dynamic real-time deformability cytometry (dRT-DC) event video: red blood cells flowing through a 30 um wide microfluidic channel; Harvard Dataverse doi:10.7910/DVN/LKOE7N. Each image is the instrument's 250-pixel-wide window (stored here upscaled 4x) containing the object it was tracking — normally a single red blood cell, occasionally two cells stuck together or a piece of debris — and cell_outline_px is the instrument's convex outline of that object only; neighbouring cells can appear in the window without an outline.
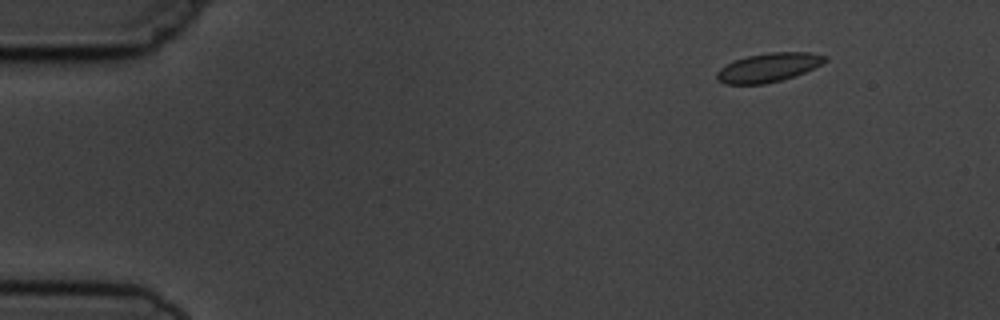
{"species": "common noctule bat (a hibernating species)", "species_latin": "Nyctalus noctula", "temperature_condition": "cold", "stored_images_in_passage": 4, "camera_frame_rate_fps": 3000, "um_per_image_px": 0.085, "animal": {"sex": "male", "body_mass_g": 19.5, "forearm_length_mm": 54.6}, "frame": {"image": 1, "passage_image": 2, "time_ms": 1.0, "image_size_px": [1000, 320], "cell_outline_px": [[828, 60], [796, 76], [764, 84], [724, 84], [716, 80], [716, 72], [720, 68], [736, 60], [748, 56], [772, 52], [808, 52], [828, 56]], "centroid_in_image_um": [65.31, 5.74], "position_along_channel_um": 19.7, "area_um2": 18.09}}
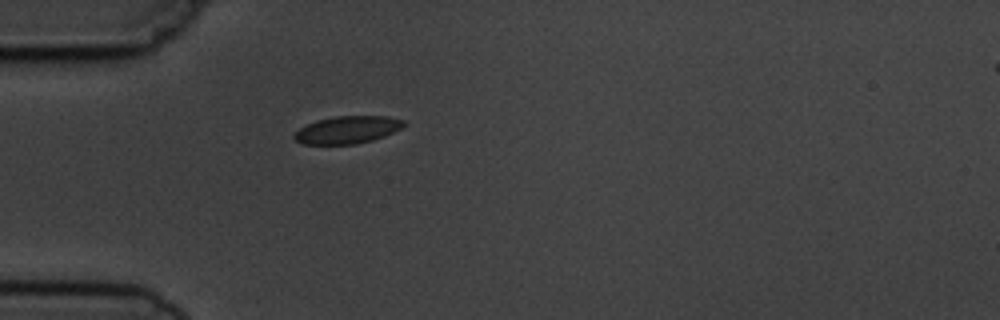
{"frame": {"image": 2, "passage_image": 4, "time_ms": 4.333, "image_size_px": [1000, 320], "cell_outline_px": [[408, 124], [384, 136], [372, 140], [356, 144], [304, 144], [296, 140], [292, 136], [300, 128], [316, 120], [336, 116], [388, 116], [404, 120]], "centroid_in_image_um": [29.55, 11.03], "position_along_channel_um": 55.5, "area_um2": 17.46}}